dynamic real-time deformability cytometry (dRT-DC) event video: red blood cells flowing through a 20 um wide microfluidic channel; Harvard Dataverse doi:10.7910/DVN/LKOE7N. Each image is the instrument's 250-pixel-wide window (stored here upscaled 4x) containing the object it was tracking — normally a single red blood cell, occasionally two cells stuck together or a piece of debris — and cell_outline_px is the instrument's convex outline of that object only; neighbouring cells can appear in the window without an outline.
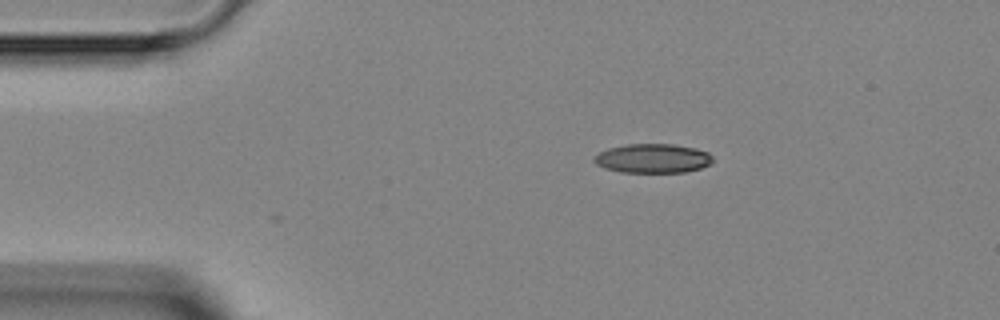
{"species": "Egyptian fruit bat (a non-hibernating species)", "species_latin": "Rousettus aegyptiacus", "temperature_condition": "room temperature", "stored_images_in_passage": 5, "camera_frame_rate_fps": 3000, "um_per_image_px": 0.085, "animal": {"sex": "female"}, "frame": {"image": 1, "passage_image": 1, "time_ms": 0.0, "image_size_px": [1000, 320], "cell_outline_px": [[712, 160], [708, 164], [700, 168], [684, 172], [620, 172], [604, 168], [596, 164], [592, 160], [600, 152], [608, 148], [628, 144], [676, 144], [696, 148], [708, 152], [712, 156]], "centroid_in_image_um": [55.47, 13.46], "position_along_channel_um": 29.5, "area_um2": 20.11}}
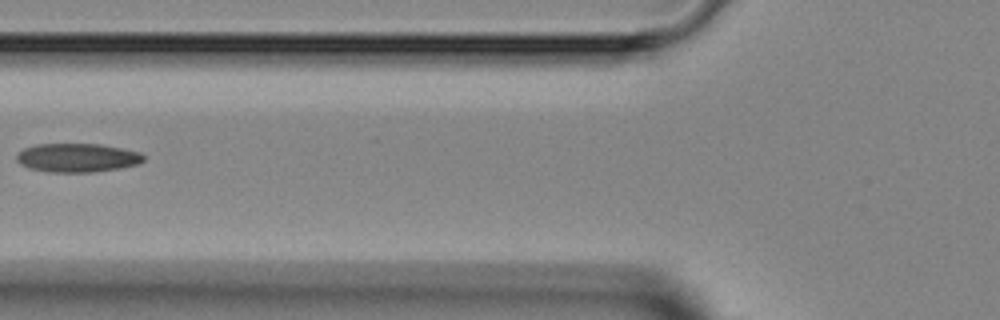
{"frame": {"image": 2, "passage_image": 4, "time_ms": 3.333, "image_size_px": [1000, 320], "cell_outline_px": [[144, 160], [136, 164], [120, 168], [92, 172], [48, 172], [28, 168], [20, 164], [16, 160], [16, 152], [24, 148], [36, 144], [100, 144], [140, 152], [144, 156]], "centroid_in_image_um": [6.51, 13.41], "position_along_channel_um": 119.3, "area_um2": 21.33}}
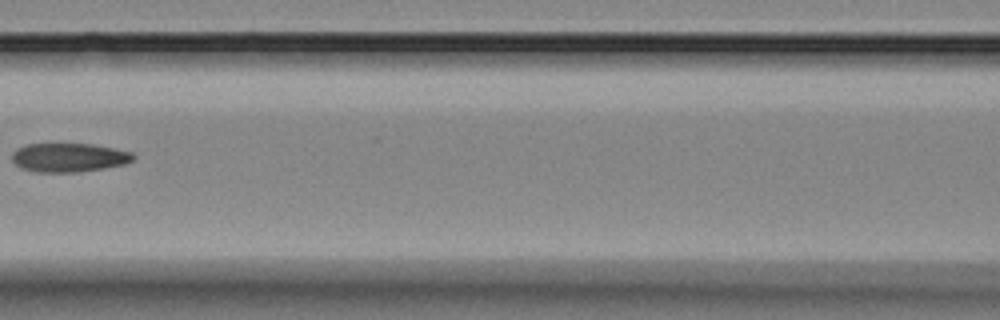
{"frame": {"image": 3, "passage_image": 5, "time_ms": 4.333, "image_size_px": [1000, 320], "cell_outline_px": [[136, 156], [132, 160], [124, 164], [104, 168], [80, 172], [36, 172], [20, 168], [12, 160], [12, 152], [16, 148], [24, 144], [92, 144], [132, 152]], "centroid_in_image_um": [5.82, 13.39], "position_along_channel_um": 160.8, "area_um2": 20.46}}